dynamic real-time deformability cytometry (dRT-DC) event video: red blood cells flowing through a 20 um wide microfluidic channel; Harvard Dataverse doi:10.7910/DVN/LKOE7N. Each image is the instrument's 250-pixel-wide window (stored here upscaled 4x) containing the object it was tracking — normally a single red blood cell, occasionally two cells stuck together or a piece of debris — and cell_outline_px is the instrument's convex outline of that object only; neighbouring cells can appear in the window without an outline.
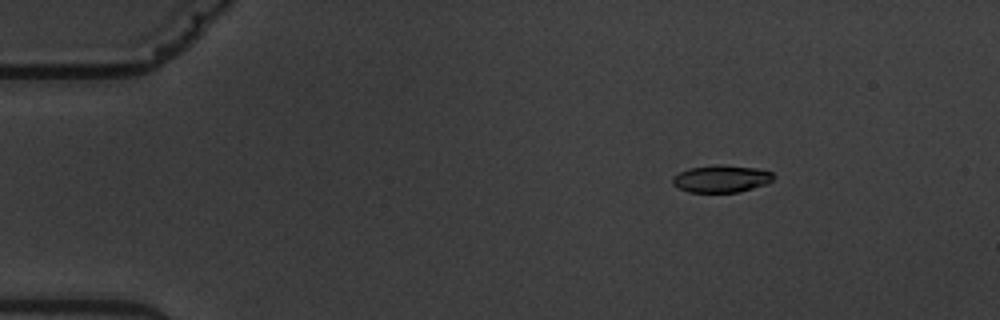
{"species": "common noctule bat (a hibernating species)", "species_latin": "Nyctalus noctula", "temperature_condition": "warm", "stored_images_in_passage": 7, "camera_frame_rate_fps": 3000, "um_per_image_px": 0.085, "animal": {"sex": "male", "body_mass_g": 19.5, "forearm_length_mm": 54.6}, "frame": {"image": 1, "passage_image": 3, "time_ms": 2.667, "image_size_px": [1000, 320], "cell_outline_px": [[776, 176], [768, 184], [740, 192], [688, 192], [672, 184], [672, 176], [688, 168], [720, 164], [756, 168], [772, 172]], "centroid_in_image_um": [61.33, 15.19], "position_along_channel_um": 23.7, "area_um2": 16.18}}
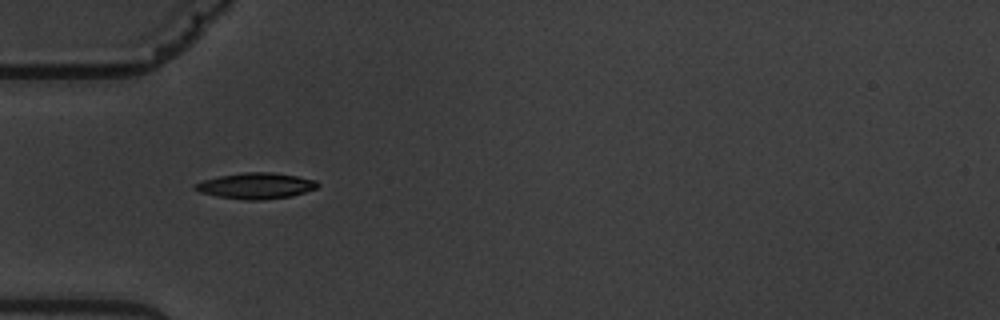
{"frame": {"image": 2, "passage_image": 6, "time_ms": 6.0, "image_size_px": [1000, 320], "cell_outline_px": [[320, 184], [316, 188], [292, 196], [260, 200], [248, 200], [216, 196], [200, 192], [192, 188], [192, 184], [204, 180], [220, 176], [244, 172], [272, 172], [296, 176], [316, 180]], "centroid_in_image_um": [21.73, 15.79], "position_along_channel_um": 63.3, "area_um2": 18.5}}